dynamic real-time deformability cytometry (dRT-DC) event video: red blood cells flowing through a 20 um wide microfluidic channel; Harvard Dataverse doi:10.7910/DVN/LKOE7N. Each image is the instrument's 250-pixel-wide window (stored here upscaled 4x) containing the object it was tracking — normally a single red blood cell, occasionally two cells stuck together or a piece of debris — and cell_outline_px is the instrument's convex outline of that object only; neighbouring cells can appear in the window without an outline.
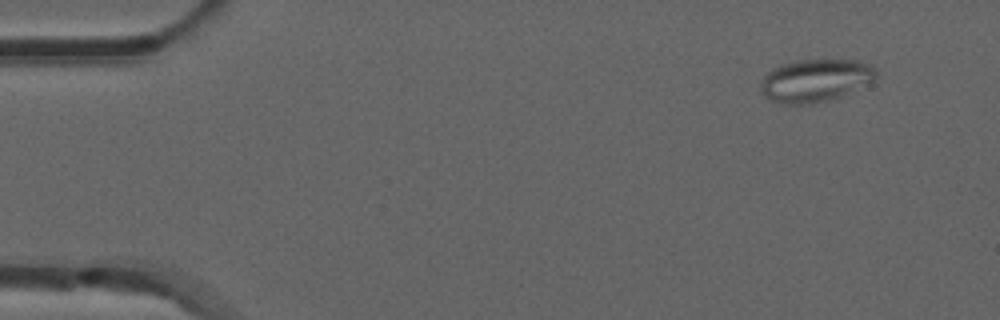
{"species": "common noctule bat (a hibernating species)", "species_latin": "Nyctalus noctula", "temperature_condition": "room temperature", "stored_images_in_passage": 49, "camera_frame_rate_fps": 3000, "um_per_image_px": 0.085, "animal": {"sex": "male", "forearm_length_mm": 52.5}, "frame": {"image": 1, "passage_image": 1, "time_ms": 0.0, "image_size_px": [1000, 320], "cell_outline_px": [[876, 80], [840, 96], [828, 100], [812, 104], [780, 104], [764, 96], [760, 88], [760, 84], [764, 76], [772, 68], [784, 64], [800, 60], [856, 60], [872, 68], [876, 72]], "centroid_in_image_um": [69.26, 6.86], "position_along_channel_um": 15.7, "area_um2": 28.38}}
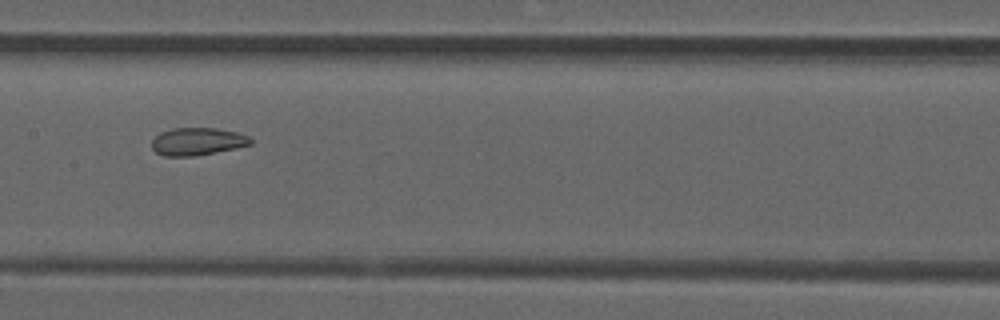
{"frame": {"image": 2, "passage_image": 23, "time_ms": 7.333, "image_size_px": [1000, 320], "cell_outline_px": [[252, 144], [236, 148], [192, 156], [164, 156], [156, 152], [152, 148], [152, 140], [160, 132], [172, 128], [216, 128], [236, 132], [248, 136], [252, 140]], "centroid_in_image_um": [16.77, 12.02], "position_along_channel_um": 190.6, "area_um2": 15.78}}
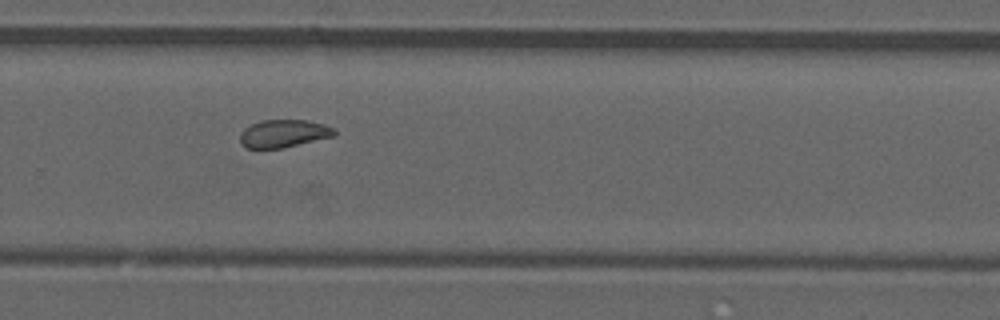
{"frame": {"image": 3, "passage_image": 32, "time_ms": 10.333, "image_size_px": [1000, 320], "cell_outline_px": [[336, 136], [284, 148], [244, 148], [240, 144], [240, 132], [244, 128], [260, 120], [308, 120], [324, 124], [336, 128]], "centroid_in_image_um": [24.13, 11.35], "position_along_channel_um": 305.7, "area_um2": 15.61}, "authors_computed_cell_mechanics": {"area_um2": 16.762, "velocity_mm_per_s": 3.8595, "shape_relaxation_time_tau1_ms": null, "shape_relaxation_time_tau2_ms": 1.5321, "deformation_change_tau1": null, "deformation_change_tau2": 0.0687}}